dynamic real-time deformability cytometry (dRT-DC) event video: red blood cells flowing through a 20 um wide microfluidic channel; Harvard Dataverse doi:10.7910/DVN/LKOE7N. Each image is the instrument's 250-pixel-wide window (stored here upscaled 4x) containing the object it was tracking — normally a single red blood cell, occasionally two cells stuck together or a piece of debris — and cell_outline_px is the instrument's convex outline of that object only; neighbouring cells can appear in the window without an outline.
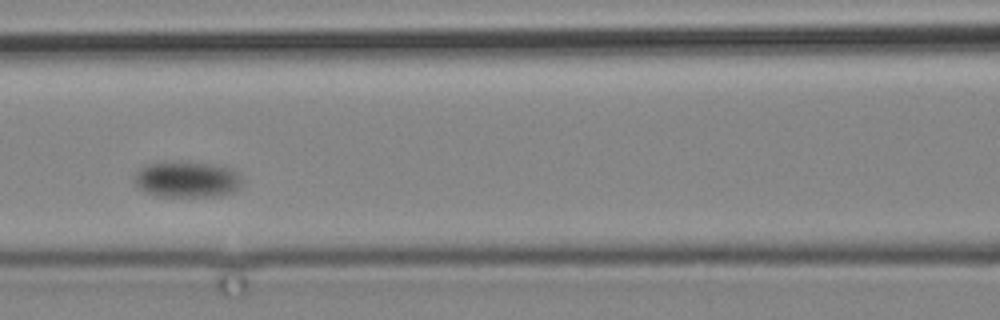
{"species": "common noctule bat (a hibernating species)", "species_latin": "Nyctalus noctula", "temperature_condition": "cold", "stored_images_in_passage": 5, "camera_frame_rate_fps": 3000, "um_per_image_px": 0.085, "animal": {"sex": "male", "body_mass_g": 19.2, "forearm_length_mm": 51.8}, "frame": {"image": 1, "passage_image": 4, "time_ms": 3.667, "image_size_px": [1000, 320], "cell_outline_px": [[240, 188], [232, 192], [216, 196], [160, 196], [148, 192], [140, 188], [136, 184], [136, 172], [144, 164], [172, 160], [212, 164], [228, 168], [236, 172], [240, 180]], "centroid_in_image_um": [15.86, 15.22], "position_along_channel_um": 150.7, "area_um2": 22.48}}